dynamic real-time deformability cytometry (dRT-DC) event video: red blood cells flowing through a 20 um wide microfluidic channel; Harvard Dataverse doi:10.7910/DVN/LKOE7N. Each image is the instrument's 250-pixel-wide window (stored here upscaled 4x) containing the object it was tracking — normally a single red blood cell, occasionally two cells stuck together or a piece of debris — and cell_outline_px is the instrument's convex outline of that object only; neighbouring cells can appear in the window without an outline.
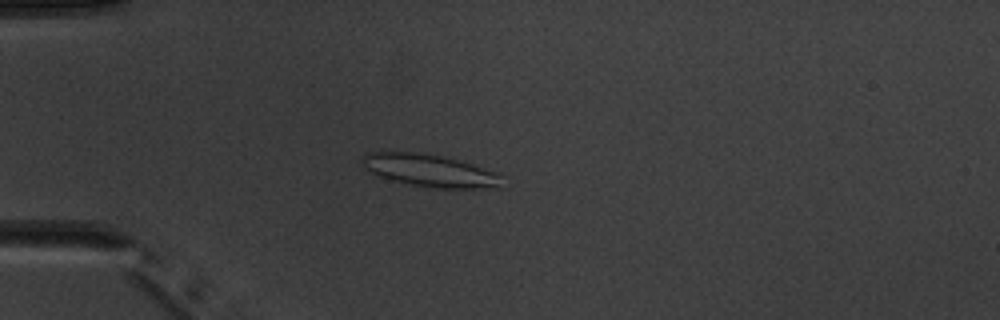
{"species": "common noctule bat (a hibernating species)", "species_latin": "Nyctalus noctula", "temperature_condition": "warm", "stored_images_in_passage": 4, "camera_frame_rate_fps": 3000, "um_per_image_px": 0.085, "animal": {"sex": "male", "body_mass_g": 20.1, "forearm_length_mm": 53.5}, "frame": {"image": 1, "passage_image": 3, "time_ms": 3.0, "image_size_px": [1000, 320], "cell_outline_px": [[504, 188], [432, 188], [384, 180], [376, 176], [364, 168], [360, 160], [364, 152], [408, 152], [440, 156], [472, 164], [500, 172]], "centroid_in_image_um": [36.51, 14.52], "position_along_channel_um": 48.5, "area_um2": 26.93}}